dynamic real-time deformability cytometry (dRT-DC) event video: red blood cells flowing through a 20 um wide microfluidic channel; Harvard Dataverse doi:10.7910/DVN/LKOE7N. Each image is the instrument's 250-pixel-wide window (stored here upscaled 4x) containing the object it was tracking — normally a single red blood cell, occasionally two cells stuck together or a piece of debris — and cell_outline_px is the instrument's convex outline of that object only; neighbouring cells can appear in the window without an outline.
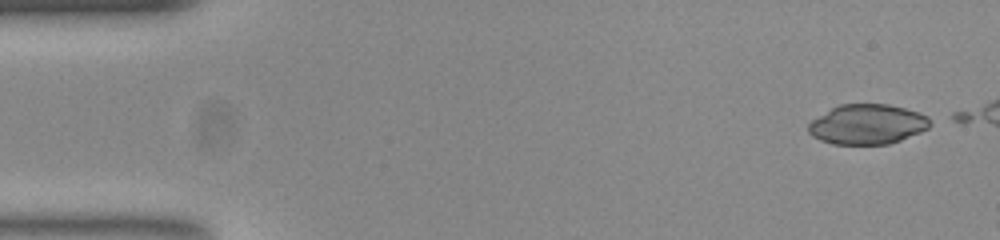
{"species": "common noctule bat (a hibernating species)", "species_latin": "Nyctalus noctula", "temperature_condition": "room temperature", "stored_images_in_passage": 6, "camera_frame_rate_fps": 3000, "um_per_image_px": 0.085, "animal": {"sex": "female", "body_mass_g": 23.0, "forearm_length_mm": 53.4}, "frame": {"image": 1, "passage_image": 1, "time_ms": 0.0, "image_size_px": [1000, 240], "cell_outline_px": [[932, 124], [928, 128], [920, 132], [900, 140], [888, 144], [832, 144], [820, 140], [812, 136], [808, 132], [808, 124], [812, 120], [832, 108], [840, 104], [888, 104], [920, 112], [928, 116]], "centroid_in_image_um": [73.74, 10.56], "position_along_channel_um": 11.3, "area_um2": 28.32}}